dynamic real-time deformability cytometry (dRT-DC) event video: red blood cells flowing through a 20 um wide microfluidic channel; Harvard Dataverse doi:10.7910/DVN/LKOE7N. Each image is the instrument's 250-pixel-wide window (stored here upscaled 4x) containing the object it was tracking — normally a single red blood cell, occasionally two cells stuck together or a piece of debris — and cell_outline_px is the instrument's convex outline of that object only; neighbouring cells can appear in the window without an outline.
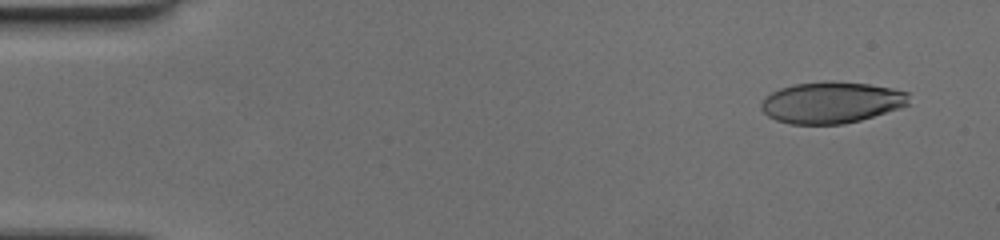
{"species": "human", "species_latin": "Homo sapiens", "temperature_condition": "cold", "stored_images_in_passage": 58, "camera_frame_rate_fps": 3000, "um_per_image_px": 0.085, "donor": {"sex": "female"}, "frame": {"image": 1, "passage_image": 4, "time_ms": 1.0, "image_size_px": [1000, 240], "cell_outline_px": [[908, 104], [900, 108], [860, 120], [844, 124], [792, 124], [776, 120], [768, 116], [760, 108], [760, 104], [772, 92], [780, 88], [792, 84], [824, 80], [832, 80], [868, 84], [892, 88], [908, 92]], "centroid_in_image_um": [70.66, 8.7], "position_along_channel_um": 14.3, "area_um2": 35.78}}
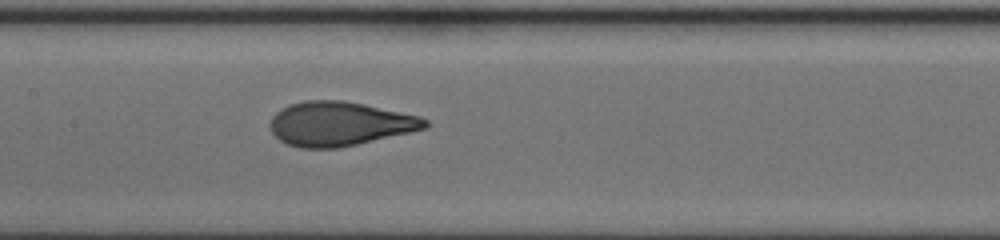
{"frame": {"image": 2, "passage_image": 29, "time_ms": 9.333, "image_size_px": [1000, 240], "cell_outline_px": [[428, 128], [412, 132], [356, 144], [336, 148], [300, 148], [288, 144], [280, 140], [272, 132], [268, 124], [272, 116], [280, 108], [304, 100], [344, 100], [364, 104], [420, 116], [428, 120]], "centroid_in_image_um": [28.86, 10.51], "position_along_channel_um": 178.5, "area_um2": 39.94}}
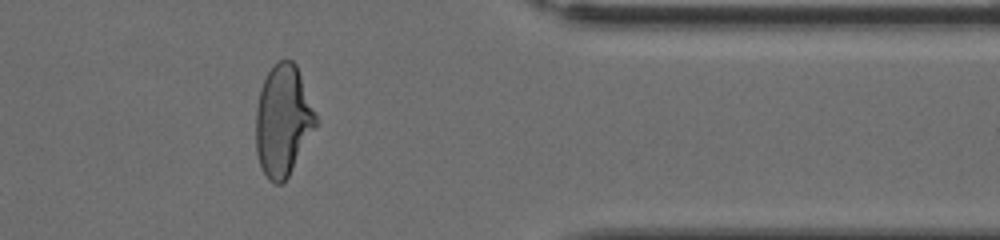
{"frame": {"image": 3, "passage_image": 48, "time_ms": 15.667, "image_size_px": [1000, 240], "cell_outline_px": [[316, 124], [288, 176], [280, 184], [276, 184], [268, 180], [260, 164], [256, 152], [256, 108], [260, 88], [268, 72], [280, 60], [292, 60], [296, 64], [316, 112]], "centroid_in_image_um": [24.03, 10.23], "position_along_channel_um": 387.4, "area_um2": 38.21}}